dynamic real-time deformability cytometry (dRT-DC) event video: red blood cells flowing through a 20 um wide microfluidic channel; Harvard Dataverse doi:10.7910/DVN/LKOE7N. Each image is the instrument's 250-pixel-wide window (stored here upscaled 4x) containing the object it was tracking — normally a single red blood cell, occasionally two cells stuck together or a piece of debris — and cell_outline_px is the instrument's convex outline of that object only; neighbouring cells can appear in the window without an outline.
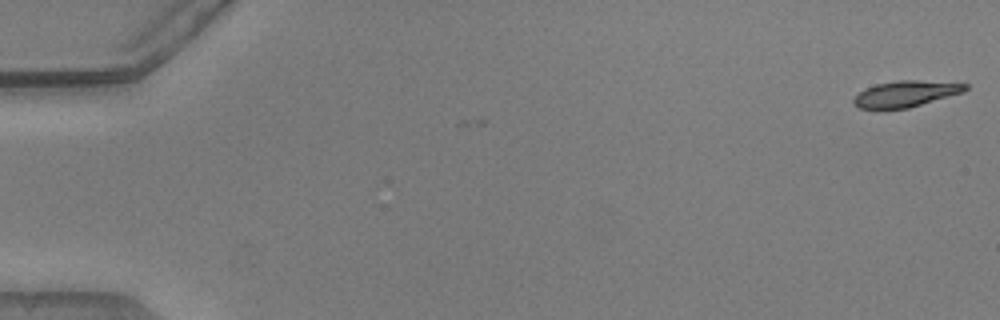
{"species": "common noctule bat (a hibernating species)", "species_latin": "Nyctalus noctula", "temperature_condition": "warm", "stored_images_in_passage": 14, "camera_frame_rate_fps": 3000, "um_per_image_px": 0.085, "animal": {"sex": "male", "body_mass_g": 20.5, "forearm_length_mm": 52.5}, "frame": {"image": 1, "passage_image": 1, "time_ms": 0.0, "image_size_px": [1000, 320], "cell_outline_px": [[968, 88], [964, 92], [908, 108], [860, 108], [852, 100], [860, 92], [876, 84], [896, 80], [916, 80], [968, 84]], "centroid_in_image_um": [77.03, 7.96], "position_along_channel_um": 8.0, "area_um2": 16.59}}
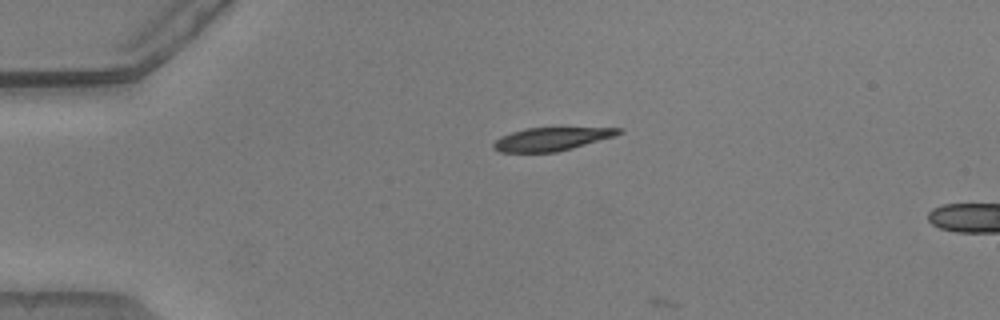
{"frame": {"image": 2, "passage_image": 13, "time_ms": 4.0, "image_size_px": [1000, 320], "cell_outline_px": [[624, 132], [616, 136], [572, 148], [556, 152], [500, 152], [492, 148], [492, 144], [500, 136], [512, 132], [528, 128], [624, 128]], "centroid_in_image_um": [46.89, 11.82], "position_along_channel_um": 38.1, "area_um2": 16.88}}